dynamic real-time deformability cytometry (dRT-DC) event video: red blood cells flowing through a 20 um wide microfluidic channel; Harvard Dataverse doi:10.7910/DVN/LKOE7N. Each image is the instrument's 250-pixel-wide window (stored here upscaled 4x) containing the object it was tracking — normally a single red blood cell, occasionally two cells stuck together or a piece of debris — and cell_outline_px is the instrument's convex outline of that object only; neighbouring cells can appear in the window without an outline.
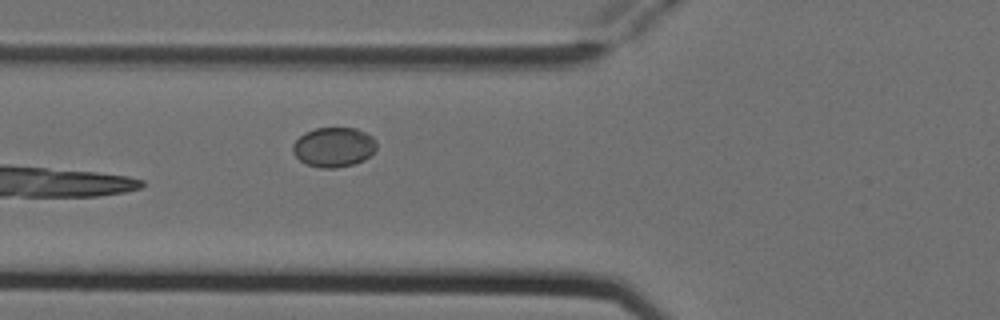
{"species": "Egyptian fruit bat (a non-hibernating species)", "species_latin": "Rousettus aegyptiacus", "temperature_condition": "cold", "stored_images_in_passage": 6, "camera_frame_rate_fps": 3000, "um_per_image_px": 0.085, "animal": {"sex": "female"}, "frame": {"image": 1, "passage_image": 6, "time_ms": 1.667, "image_size_px": [1000, 320], "cell_outline_px": [[376, 148], [364, 160], [352, 164], [336, 168], [320, 168], [308, 164], [300, 160], [292, 152], [292, 144], [304, 132], [316, 128], [356, 128], [372, 136], [376, 140]], "centroid_in_image_um": [28.35, 12.5], "position_along_channel_um": 97.5, "area_um2": 19.31}}